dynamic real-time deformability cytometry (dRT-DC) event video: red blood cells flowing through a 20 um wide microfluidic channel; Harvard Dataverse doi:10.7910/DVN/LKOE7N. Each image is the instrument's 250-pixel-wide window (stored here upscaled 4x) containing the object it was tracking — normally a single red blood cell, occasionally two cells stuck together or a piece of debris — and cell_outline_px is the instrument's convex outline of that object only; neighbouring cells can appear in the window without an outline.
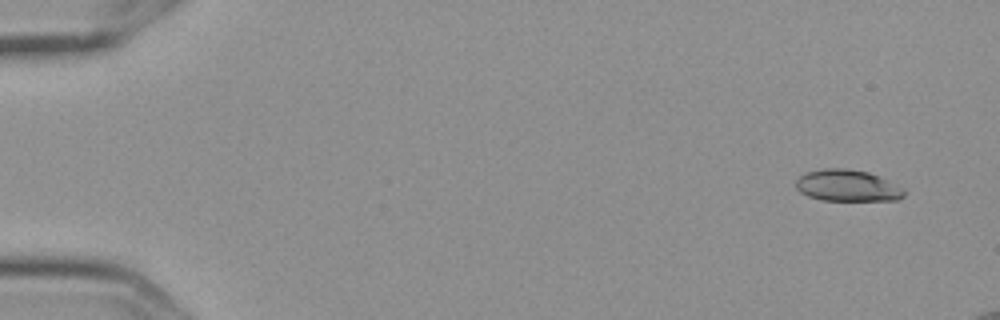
{"species": "Egyptian fruit bat (a non-hibernating species)", "species_latin": "Rousettus aegyptiacus", "temperature_condition": "cold", "stored_images_in_passage": 4, "camera_frame_rate_fps": 3000, "um_per_image_px": 0.085, "frame": {"image": 1, "passage_image": 1, "time_ms": 0.0, "image_size_px": [1000, 320], "cell_outline_px": [[904, 196], [896, 200], [820, 200], [808, 196], [800, 192], [796, 188], [796, 180], [804, 172], [824, 168], [848, 168], [868, 172], [904, 188]], "centroid_in_image_um": [71.99, 15.77], "position_along_channel_um": 13.0, "area_um2": 19.88}}